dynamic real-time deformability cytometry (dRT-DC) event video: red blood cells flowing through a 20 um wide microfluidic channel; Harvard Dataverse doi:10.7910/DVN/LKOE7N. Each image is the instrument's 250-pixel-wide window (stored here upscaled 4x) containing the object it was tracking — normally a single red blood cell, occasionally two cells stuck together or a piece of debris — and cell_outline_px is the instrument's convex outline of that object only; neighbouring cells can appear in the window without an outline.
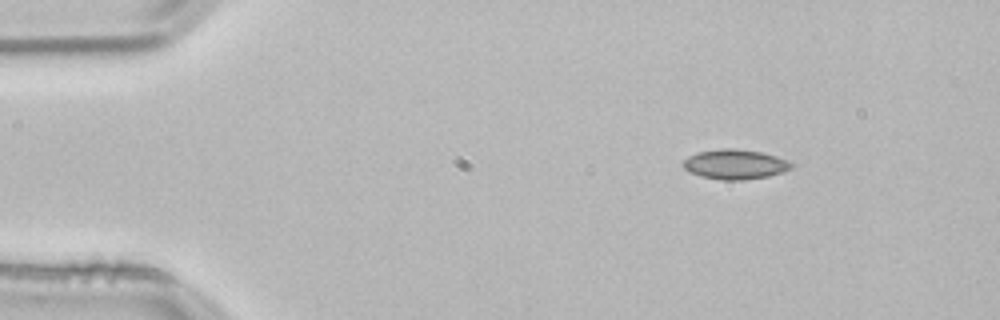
{"species": "common noctule bat (a hibernating species)", "species_latin": "Nyctalus noctula", "temperature_condition": "room temperature", "stored_images_in_passage": 3, "camera_frame_rate_fps": 3000, "um_per_image_px": 0.085, "animal": {"sex": "male", "body_mass_g": 21.5, "forearm_length_mm": 52.0}, "frame": {"image": 1, "passage_image": 1, "time_ms": 0.0, "image_size_px": [1000, 320], "cell_outline_px": [[796, 164], [792, 168], [768, 176], [744, 180], [724, 180], [700, 176], [688, 172], [684, 168], [684, 160], [688, 156], [696, 152], [720, 148], [732, 148], [760, 152], [776, 156], [788, 160]], "centroid_in_image_um": [62.47, 13.96], "position_along_channel_um": 22.5, "area_um2": 18.84}}
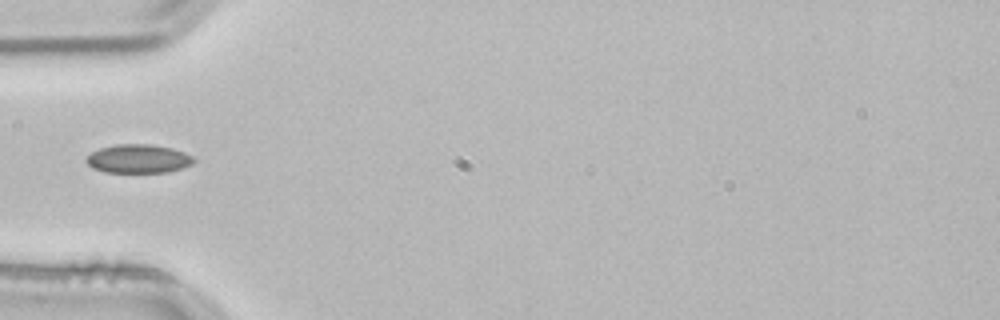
{"frame": {"image": 2, "passage_image": 3, "time_ms": 0.667, "image_size_px": [1000, 320], "cell_outline_px": [[196, 160], [192, 164], [184, 168], [168, 172], [104, 172], [92, 168], [84, 160], [92, 152], [100, 148], [116, 144], [152, 144], [172, 148], [184, 152], [192, 156]], "centroid_in_image_um": [11.77, 13.49], "position_along_channel_um": 73.2, "area_um2": 18.09}}